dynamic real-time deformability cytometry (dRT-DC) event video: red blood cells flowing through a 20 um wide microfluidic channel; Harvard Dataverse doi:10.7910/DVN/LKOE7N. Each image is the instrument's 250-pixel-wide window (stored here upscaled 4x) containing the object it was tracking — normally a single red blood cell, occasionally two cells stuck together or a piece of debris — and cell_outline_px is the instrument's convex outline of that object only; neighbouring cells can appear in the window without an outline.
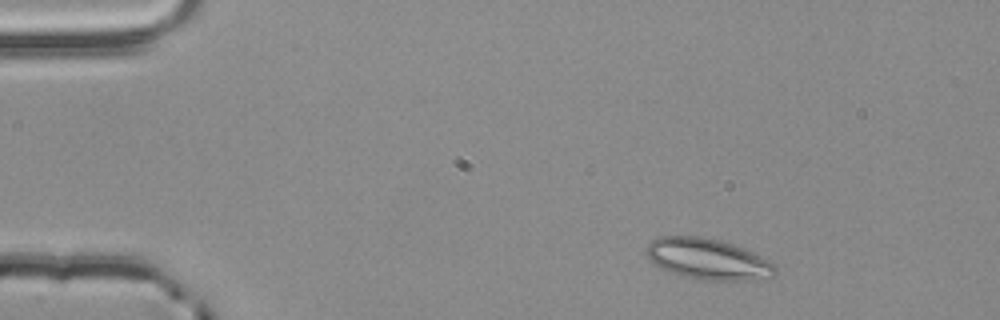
{"species": "common noctule bat (a hibernating species)", "species_latin": "Nyctalus noctula", "temperature_condition": "room temperature", "stored_images_in_passage": 47, "camera_frame_rate_fps": 3000, "um_per_image_px": 0.085, "animal": {"sex": "male", "body_mass_g": 20.4}, "frame": {"image": 1, "passage_image": 1, "time_ms": 0.0, "image_size_px": [1000, 320], "cell_outline_px": [[776, 272], [772, 276], [748, 280], [700, 280], [684, 276], [672, 272], [656, 264], [644, 252], [644, 248], [652, 240], [660, 236], [700, 236], [720, 240], [744, 248], [772, 260], [776, 264]], "centroid_in_image_um": [60.2, 22.0], "position_along_channel_um": 24.8, "area_um2": 30.75}}
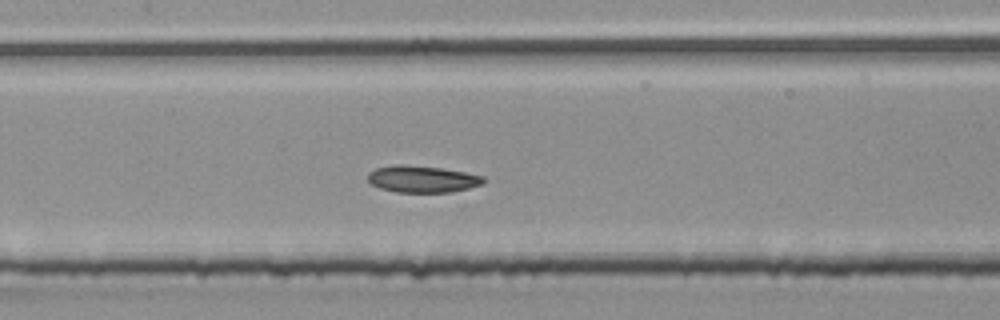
{"frame": {"image": 2, "passage_image": 19, "time_ms": 6.0, "image_size_px": [1000, 320], "cell_outline_px": [[484, 184], [452, 192], [396, 192], [380, 188], [372, 184], [368, 180], [368, 172], [376, 168], [396, 164], [404, 164], [440, 168], [464, 172], [484, 176]], "centroid_in_image_um": [35.88, 15.22], "position_along_channel_um": 171.5, "area_um2": 18.03}}
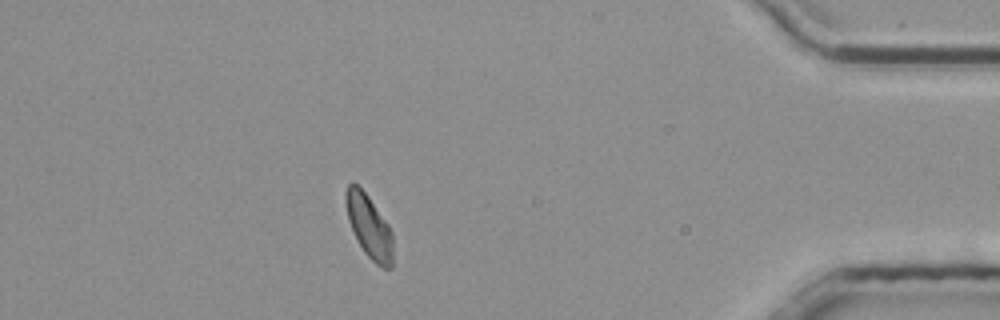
{"frame": {"image": 3, "passage_image": 41, "time_ms": 13.333, "image_size_px": [1000, 320], "cell_outline_px": [[392, 268], [384, 268], [376, 264], [364, 252], [356, 240], [348, 220], [344, 200], [344, 192], [348, 184], [352, 180], [368, 196], [388, 224], [392, 232]], "centroid_in_image_um": [31.34, 19.22], "position_along_channel_um": 403.9, "area_um2": 17.46}}